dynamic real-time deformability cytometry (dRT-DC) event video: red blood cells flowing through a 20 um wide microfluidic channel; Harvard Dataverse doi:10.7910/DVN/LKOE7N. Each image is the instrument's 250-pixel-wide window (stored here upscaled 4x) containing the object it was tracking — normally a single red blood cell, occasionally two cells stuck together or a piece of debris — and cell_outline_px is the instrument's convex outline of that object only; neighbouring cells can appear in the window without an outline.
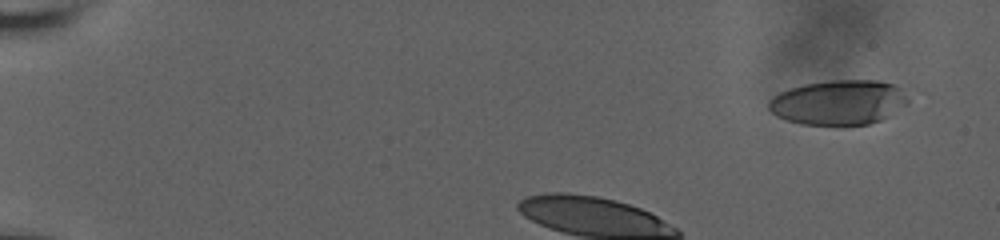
{"species": "human", "species_latin": "Homo sapiens", "temperature_condition": "room temperature", "stored_images_in_passage": 6, "camera_frame_rate_fps": 3000, "um_per_image_px": 0.085, "donor": {"sex": "male"}, "frame": {"image": 1, "passage_image": 1, "time_ms": 0.0, "image_size_px": [1000, 240], "cell_outline_px": [[908, 104], [888, 116], [880, 120], [868, 124], [800, 124], [776, 116], [768, 108], [768, 100], [772, 96], [780, 92], [804, 84], [828, 80], [876, 80], [892, 84], [900, 88], [908, 100]], "centroid_in_image_um": [71.26, 8.69], "position_along_channel_um": 13.7, "area_um2": 36.13}}
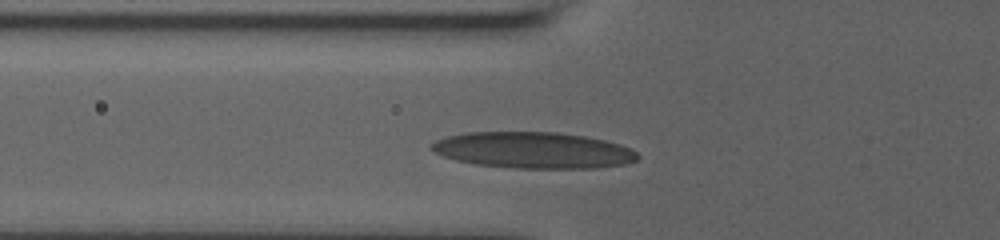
{"frame": {"image": 2, "passage_image": 6, "time_ms": 3.333, "image_size_px": [1000, 240], "cell_outline_px": [[640, 156], [636, 160], [624, 164], [596, 168], [516, 168], [476, 164], [456, 160], [444, 156], [428, 148], [436, 140], [448, 136], [468, 132], [556, 132], [584, 136], [604, 140], [620, 144], [636, 152]], "centroid_in_image_um": [45.33, 12.77], "position_along_channel_um": 80.5, "area_um2": 43.35}}